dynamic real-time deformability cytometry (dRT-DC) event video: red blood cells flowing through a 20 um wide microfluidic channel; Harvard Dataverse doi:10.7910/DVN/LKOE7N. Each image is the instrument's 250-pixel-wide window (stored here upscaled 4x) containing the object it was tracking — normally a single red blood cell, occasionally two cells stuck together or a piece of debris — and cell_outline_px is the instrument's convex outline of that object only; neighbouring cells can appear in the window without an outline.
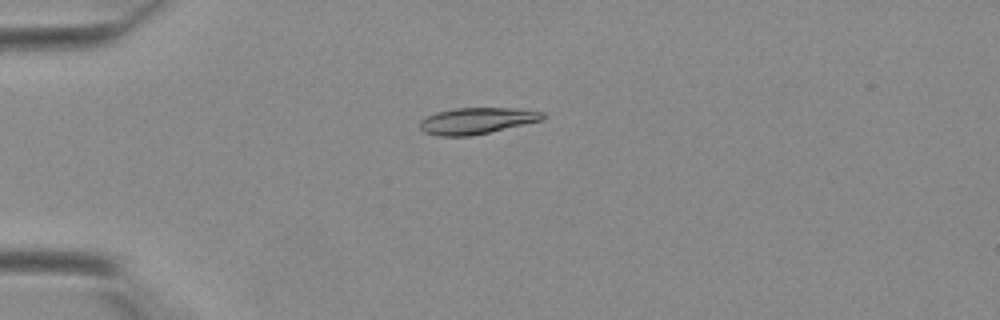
{"species": "Egyptian fruit bat (a non-hibernating species)", "species_latin": "Rousettus aegyptiacus", "temperature_condition": "warm", "stored_images_in_passage": 38, "camera_frame_rate_fps": 3000, "um_per_image_px": 0.085, "animal": {"sex": "female"}, "frame": {"image": 1, "passage_image": 8, "time_ms": 2.333, "image_size_px": [1000, 320], "cell_outline_px": [[548, 116], [544, 120], [472, 136], [440, 136], [424, 132], [420, 128], [420, 120], [424, 116], [436, 112], [456, 108], [524, 108], [544, 112]], "centroid_in_image_um": [40.58, 10.26], "position_along_channel_um": 44.4, "area_um2": 19.25}}
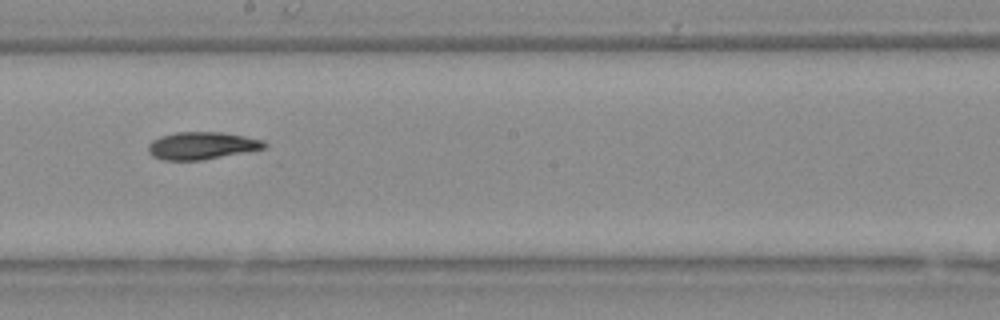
{"frame": {"image": 2, "passage_image": 21, "time_ms": 6.667, "image_size_px": [1000, 320], "cell_outline_px": [[268, 144], [264, 148], [200, 160], [164, 160], [152, 156], [148, 152], [148, 144], [152, 140], [160, 136], [176, 132], [220, 132], [244, 136], [264, 140]], "centroid_in_image_um": [17.11, 12.37], "position_along_channel_um": 231.1, "area_um2": 18.38}}
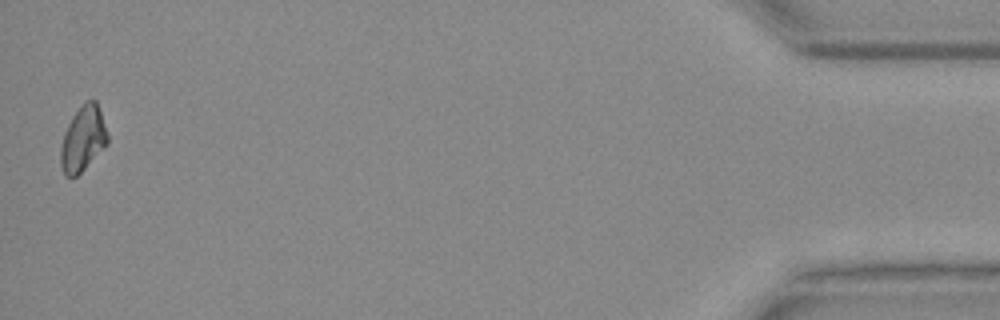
{"frame": {"image": 3, "passage_image": 38, "time_ms": 12.333, "image_size_px": [1000, 320], "cell_outline_px": [[108, 144], [76, 176], [64, 176], [60, 164], [60, 148], [64, 132], [72, 116], [88, 100], [96, 100], [108, 136]], "centroid_in_image_um": [7.03, 11.83], "position_along_channel_um": 428.2, "area_um2": 17.46}}